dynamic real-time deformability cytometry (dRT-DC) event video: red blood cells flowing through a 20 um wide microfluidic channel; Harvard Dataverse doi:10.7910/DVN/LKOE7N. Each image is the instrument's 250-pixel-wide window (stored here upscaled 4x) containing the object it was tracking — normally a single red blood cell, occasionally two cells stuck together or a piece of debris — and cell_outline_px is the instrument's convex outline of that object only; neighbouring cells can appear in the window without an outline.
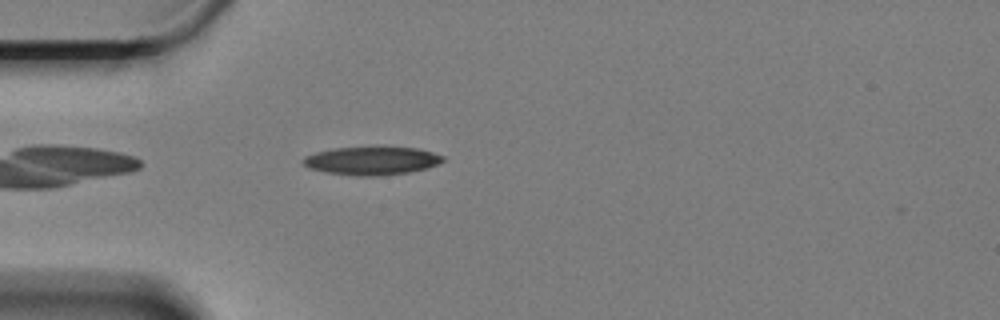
{"species": "Egyptian fruit bat (a non-hibernating species)", "species_latin": "Rousettus aegyptiacus", "temperature_condition": "cold", "stored_images_in_passage": 46, "camera_frame_rate_fps": 3000, "um_per_image_px": 0.085, "animal": {"sex": "female"}, "frame": {"image": 1, "passage_image": 3, "time_ms": 0.667, "image_size_px": [1000, 320], "cell_outline_px": [[444, 160], [436, 164], [424, 168], [408, 172], [368, 176], [360, 176], [328, 172], [308, 168], [304, 164], [304, 156], [316, 152], [336, 148], [376, 144], [420, 148], [444, 156]], "centroid_in_image_um": [31.61, 13.6], "position_along_channel_um": 53.4, "area_um2": 23.47}}
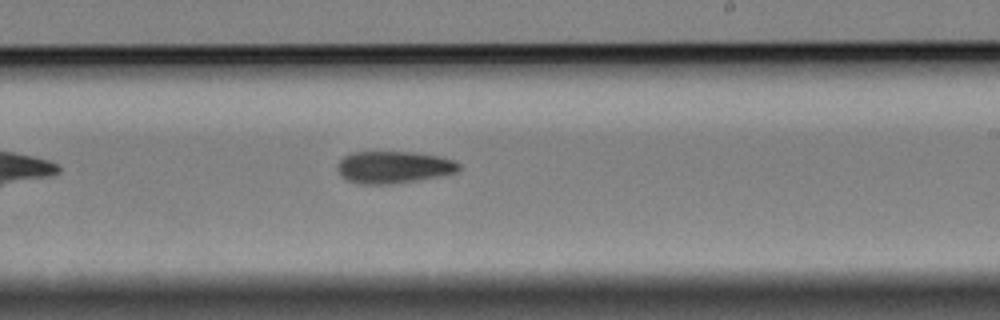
{"frame": {"image": 2, "passage_image": 22, "time_ms": 7.0, "image_size_px": [1000, 320], "cell_outline_px": [[460, 168], [456, 172], [440, 176], [416, 180], [388, 184], [356, 184], [348, 180], [340, 172], [340, 160], [344, 156], [352, 152], [416, 152], [440, 156], [452, 160], [460, 164]], "centroid_in_image_um": [33.5, 14.2], "position_along_channel_um": 255.5, "area_um2": 22.43}}
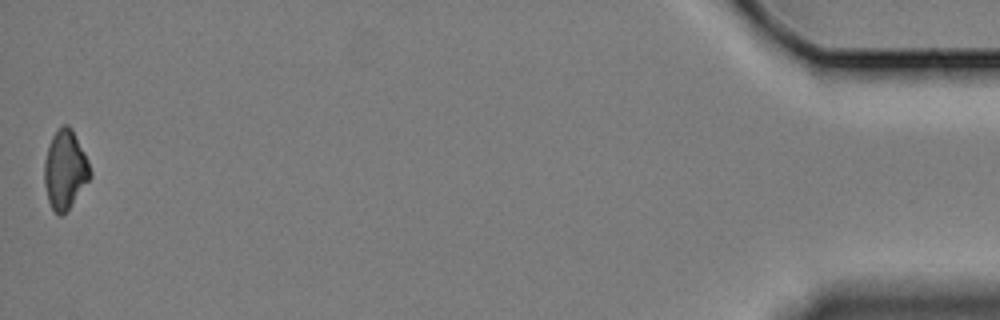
{"frame": {"image": 3, "passage_image": 46, "time_ms": 15.0, "image_size_px": [1000, 320], "cell_outline_px": [[92, 176], [68, 208], [60, 216], [52, 208], [48, 200], [44, 184], [44, 160], [48, 144], [52, 136], [64, 124], [68, 124], [72, 128], [88, 160], [92, 172]], "centroid_in_image_um": [5.52, 14.39], "position_along_channel_um": 429.7, "area_um2": 20.87}, "authors_computed_cell_mechanics": {"area_um2": 22.3397, "velocity_mm_per_s": 3.3141, "shape_relaxation_time_tau1_ms": 4.4763, "shape_relaxation_time_tau2_ms": null, "deformation_change_tau1": 0.1131, "deformation_change_tau2": null}}